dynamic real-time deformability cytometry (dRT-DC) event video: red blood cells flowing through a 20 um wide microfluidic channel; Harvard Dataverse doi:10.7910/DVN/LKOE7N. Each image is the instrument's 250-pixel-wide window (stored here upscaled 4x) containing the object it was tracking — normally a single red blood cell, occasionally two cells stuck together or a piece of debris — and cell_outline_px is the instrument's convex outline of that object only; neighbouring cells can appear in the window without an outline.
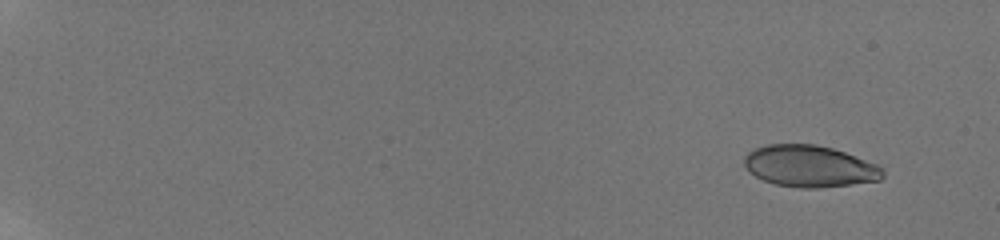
{"species": "human", "species_latin": "Homo sapiens", "temperature_condition": "room temperature", "stored_images_in_passage": 10, "camera_frame_rate_fps": 3000, "um_per_image_px": 0.085, "donor": {"sex": "male"}, "frame": {"image": 1, "passage_image": 1, "time_ms": 0.0, "image_size_px": [1000, 240], "cell_outline_px": [[884, 176], [880, 180], [852, 184], [816, 188], [800, 188], [776, 184], [764, 180], [756, 176], [744, 164], [744, 156], [748, 152], [756, 148], [768, 144], [816, 144], [832, 148], [844, 152], [876, 164], [884, 168]], "centroid_in_image_um": [68.84, 14.12], "position_along_channel_um": 16.2, "area_um2": 33.41}}
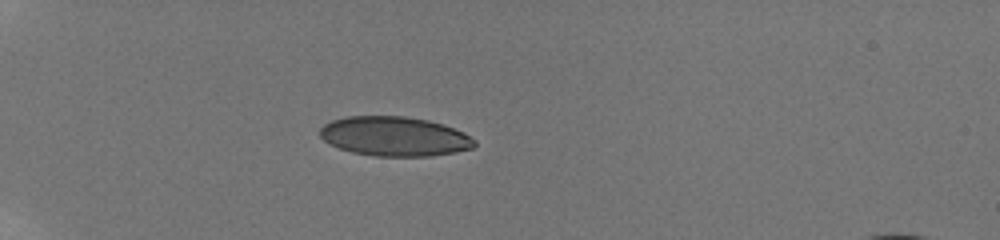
{"frame": {"image": 2, "passage_image": 6, "time_ms": 5.0, "image_size_px": [1000, 240], "cell_outline_px": [[476, 148], [456, 152], [432, 156], [376, 156], [352, 152], [340, 148], [324, 140], [320, 136], [320, 128], [324, 124], [332, 120], [344, 116], [404, 116], [428, 120], [444, 124], [464, 132], [476, 140]], "centroid_in_image_um": [33.58, 11.59], "position_along_channel_um": 51.4, "area_um2": 35.78}}
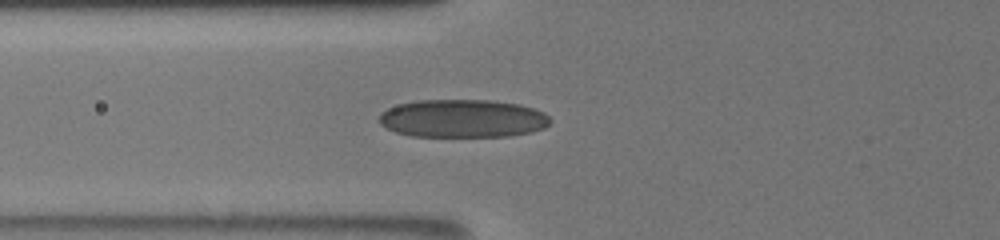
{"frame": {"image": 3, "passage_image": 8, "time_ms": 7.0, "image_size_px": [1000, 240], "cell_outline_px": [[552, 120], [544, 128], [532, 132], [508, 136], [412, 136], [396, 132], [380, 124], [380, 112], [388, 108], [400, 104], [416, 100], [492, 100], [520, 104], [544, 112]], "centroid_in_image_um": [39.35, 10.07], "position_along_channel_um": 86.4, "area_um2": 37.97}}